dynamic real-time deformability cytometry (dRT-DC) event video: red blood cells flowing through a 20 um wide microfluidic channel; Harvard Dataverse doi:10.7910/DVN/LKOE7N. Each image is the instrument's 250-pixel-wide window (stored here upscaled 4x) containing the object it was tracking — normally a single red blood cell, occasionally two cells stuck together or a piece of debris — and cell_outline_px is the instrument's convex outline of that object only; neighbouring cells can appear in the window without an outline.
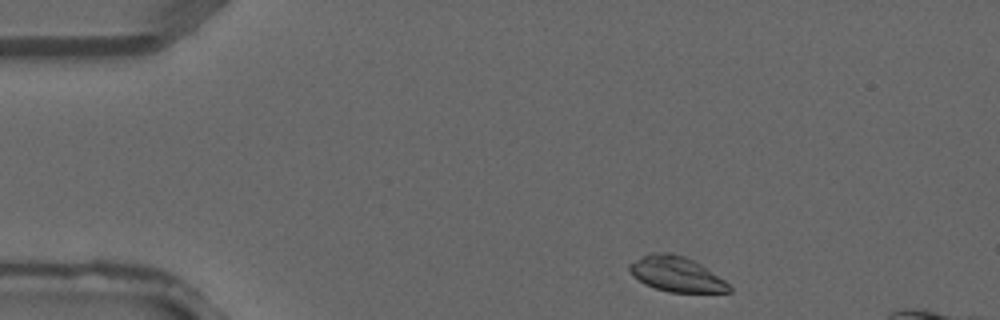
{"species": "common noctule bat (a hibernating species)", "species_latin": "Nyctalus noctula", "temperature_condition": "warm", "stored_images_in_passage": 3, "camera_frame_rate_fps": 3000, "um_per_image_px": 0.085, "animal": {"sex": "male", "forearm_length_mm": 52.5}, "frame": {"image": 1, "passage_image": 1, "time_ms": 0.0, "image_size_px": [1000, 320], "cell_outline_px": [[732, 292], [668, 292], [644, 284], [632, 276], [628, 268], [628, 264], [652, 252], [668, 252], [684, 256], [700, 264], [724, 280], [732, 288]], "centroid_in_image_um": [57.47, 23.3], "position_along_channel_um": 27.5, "area_um2": 20.23}}
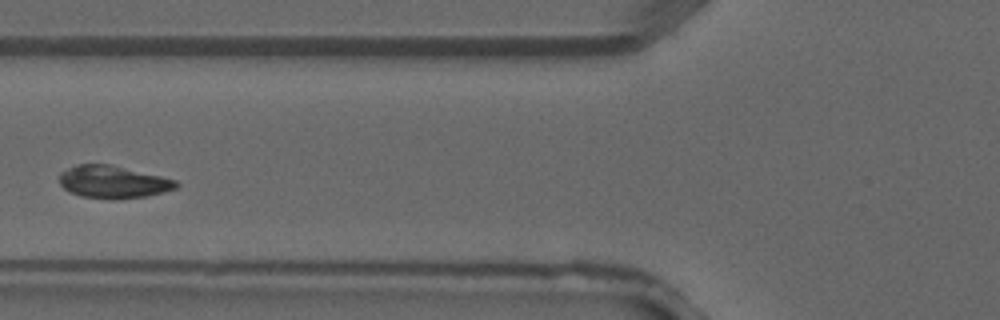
{"frame": {"image": 2, "passage_image": 3, "time_ms": 0.667, "image_size_px": [1000, 320], "cell_outline_px": [[180, 184], [176, 188], [164, 192], [144, 196], [116, 200], [112, 200], [84, 196], [68, 192], [60, 184], [60, 172], [76, 164], [108, 164], [160, 176], [176, 180]], "centroid_in_image_um": [9.59, 15.47], "position_along_channel_um": 116.2, "area_um2": 22.02}}